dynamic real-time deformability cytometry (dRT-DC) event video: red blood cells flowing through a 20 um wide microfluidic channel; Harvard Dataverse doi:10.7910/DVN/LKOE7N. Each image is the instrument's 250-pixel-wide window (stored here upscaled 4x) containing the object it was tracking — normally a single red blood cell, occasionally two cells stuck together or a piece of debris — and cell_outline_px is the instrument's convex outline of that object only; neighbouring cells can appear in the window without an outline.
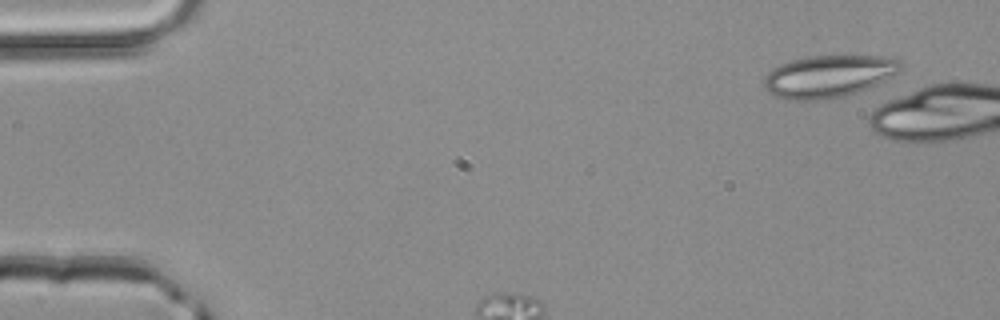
{"species": "common noctule bat (a hibernating species)", "species_latin": "Nyctalus noctula", "temperature_condition": "room temperature", "stored_images_in_passage": 3, "segment_of_instrument_passage": [1, 2], "camera_frame_rate_fps": 3000, "um_per_image_px": 0.085, "animal": {"sex": "male", "body_mass_g": 20.4}, "frame": {"image": 1, "passage_image": 1, "time_ms": 0.0, "image_size_px": [1000, 320], "cell_outline_px": [[904, 68], [900, 72], [868, 88], [844, 96], [824, 100], [788, 100], [776, 96], [764, 84], [764, 76], [772, 68], [780, 64], [792, 60], [808, 56], [880, 56], [900, 60], [904, 64]], "centroid_in_image_um": [70.46, 6.48], "position_along_channel_um": 14.5, "area_um2": 33.58}}